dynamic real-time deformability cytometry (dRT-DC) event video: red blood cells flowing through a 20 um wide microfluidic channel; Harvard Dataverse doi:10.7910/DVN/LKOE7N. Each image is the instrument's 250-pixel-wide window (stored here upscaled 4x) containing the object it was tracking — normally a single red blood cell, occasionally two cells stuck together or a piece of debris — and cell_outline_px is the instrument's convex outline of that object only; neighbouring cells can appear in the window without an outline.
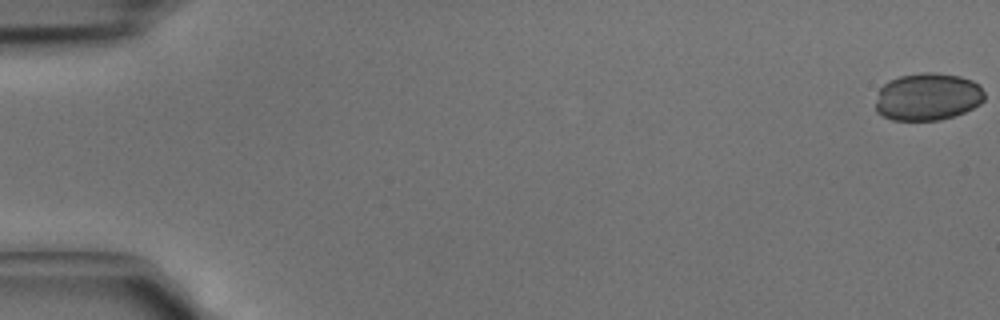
{"species": "common noctule bat (a hibernating species)", "species_latin": "Nyctalus noctula", "temperature_condition": "cold", "stored_images_in_passage": 5, "camera_frame_rate_fps": 3000, "um_per_image_px": 0.085, "animal": {"sex": "male", "body_mass_g": 15.6}, "frame": {"image": 1, "passage_image": 1, "time_ms": 0.0, "image_size_px": [1000, 320], "cell_outline_px": [[984, 100], [980, 104], [964, 112], [940, 120], [892, 120], [876, 112], [876, 100], [880, 88], [888, 80], [900, 76], [920, 72], [936, 72], [960, 76], [972, 80], [980, 84], [984, 92]], "centroid_in_image_um": [78.86, 8.21], "position_along_channel_um": 6.1, "area_um2": 30.35}}
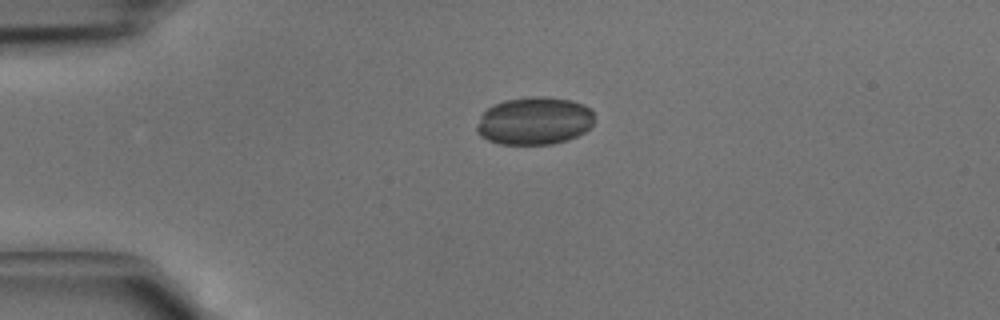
{"frame": {"image": 2, "passage_image": 4, "time_ms": 1.0, "image_size_px": [1000, 320], "cell_outline_px": [[592, 124], [584, 132], [568, 140], [552, 144], [500, 144], [488, 140], [480, 136], [476, 132], [476, 124], [480, 116], [492, 104], [504, 100], [532, 96], [544, 96], [572, 100], [584, 104], [592, 108]], "centroid_in_image_um": [45.4, 10.26], "position_along_channel_um": 39.6, "area_um2": 33.0}}